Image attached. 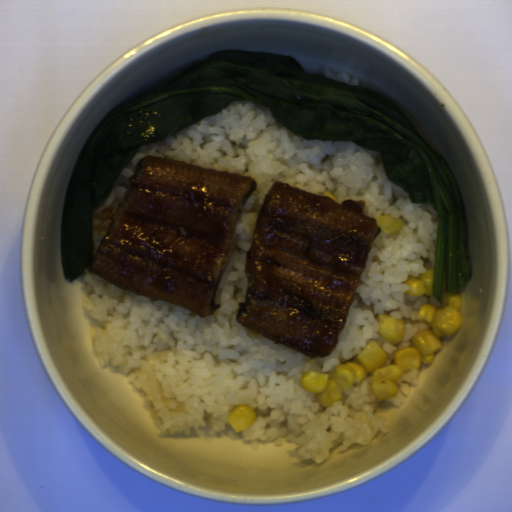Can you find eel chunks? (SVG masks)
Here are the masks:
<instances>
[{"label": "eel chunks", "mask_w": 512, "mask_h": 512, "mask_svg": "<svg viewBox=\"0 0 512 512\" xmlns=\"http://www.w3.org/2000/svg\"><path fill=\"white\" fill-rule=\"evenodd\" d=\"M365 201L274 181L258 213L235 321L310 358L339 343L380 233Z\"/></svg>", "instance_id": "eel-chunks-2"}, {"label": "eel chunks", "mask_w": 512, "mask_h": 512, "mask_svg": "<svg viewBox=\"0 0 512 512\" xmlns=\"http://www.w3.org/2000/svg\"><path fill=\"white\" fill-rule=\"evenodd\" d=\"M253 178L156 155L126 194L89 265L116 286L212 317Z\"/></svg>", "instance_id": "eel-chunks-1"}]
</instances>
